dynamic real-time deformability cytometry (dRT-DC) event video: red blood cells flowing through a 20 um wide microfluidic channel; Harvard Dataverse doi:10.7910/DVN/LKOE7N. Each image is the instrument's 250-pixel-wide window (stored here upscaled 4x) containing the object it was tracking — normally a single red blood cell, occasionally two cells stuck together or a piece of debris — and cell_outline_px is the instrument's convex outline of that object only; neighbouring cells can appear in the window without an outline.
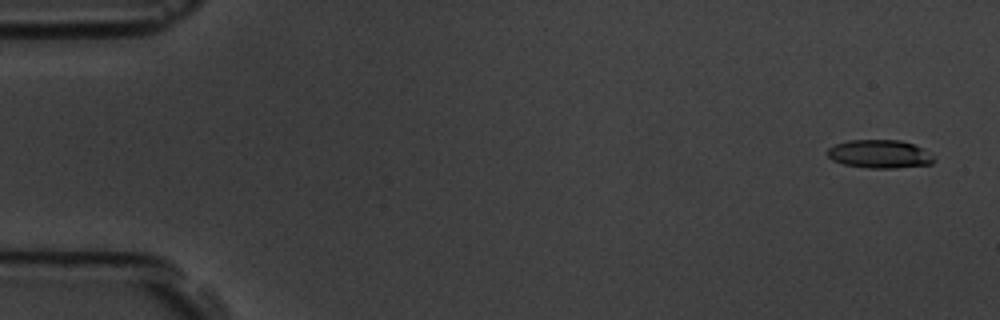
{"species": "common noctule bat (a hibernating species)", "species_latin": "Nyctalus noctula", "temperature_condition": "room temperature", "stored_images_in_passage": 8, "camera_frame_rate_fps": 3000, "um_per_image_px": 0.085, "animal": {"sex": "male", "body_mass_g": 19.5, "forearm_length_mm": 54.6}, "frame": {"image": 1, "passage_image": 1, "time_ms": 0.0, "image_size_px": [1000, 320], "cell_outline_px": [[936, 160], [932, 164], [896, 168], [868, 168], [844, 164], [832, 160], [828, 156], [828, 148], [836, 144], [848, 140], [900, 140], [912, 144], [920, 148], [932, 156]], "centroid_in_image_um": [74.75, 13.1], "position_along_channel_um": 10.3, "area_um2": 17.4}}
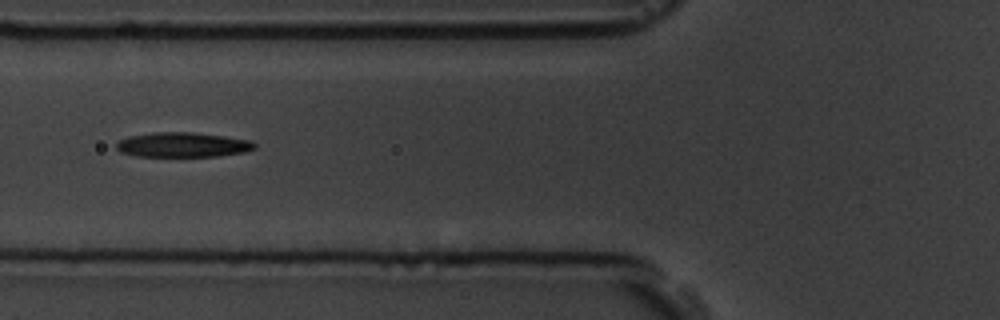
{"frame": {"image": 2, "passage_image": 6, "time_ms": 6.333, "image_size_px": [1000, 320], "cell_outline_px": [[256, 148], [244, 152], [220, 156], [136, 156], [120, 152], [116, 148], [116, 144], [120, 140], [128, 136], [152, 132], [192, 132], [224, 136], [252, 140], [256, 144]], "centroid_in_image_um": [15.54, 12.3], "position_along_channel_um": 110.3, "area_um2": 20.06}}
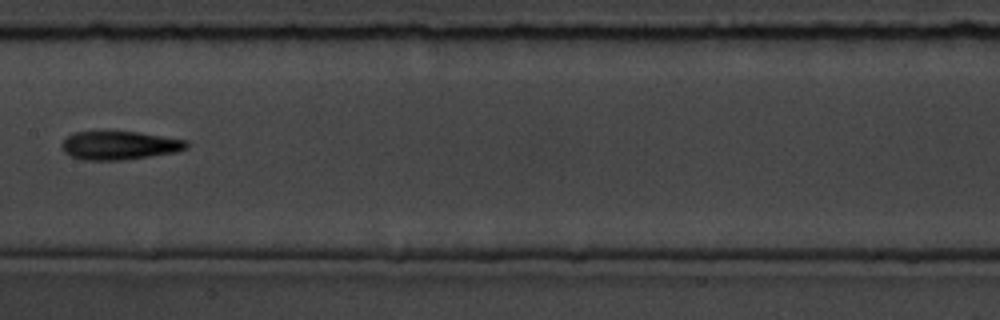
{"frame": {"image": 3, "passage_image": 8, "time_ms": 8.667, "image_size_px": [1000, 320], "cell_outline_px": [[188, 148], [176, 152], [124, 160], [84, 160], [72, 156], [64, 152], [60, 144], [72, 132], [136, 132], [188, 140]], "centroid_in_image_um": [10.16, 12.36], "position_along_channel_um": 197.2, "area_um2": 20.63}}